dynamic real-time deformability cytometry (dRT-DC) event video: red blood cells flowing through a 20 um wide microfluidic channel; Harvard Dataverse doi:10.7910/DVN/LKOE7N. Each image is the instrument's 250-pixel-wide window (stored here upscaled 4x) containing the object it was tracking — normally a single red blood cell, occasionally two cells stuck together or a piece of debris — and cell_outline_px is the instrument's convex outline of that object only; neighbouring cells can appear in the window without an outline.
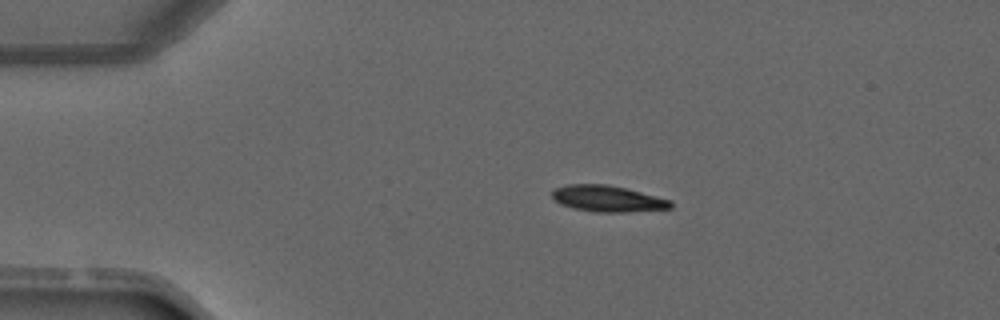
{"species": "common noctule bat (a hibernating species)", "species_latin": "Nyctalus noctula", "temperature_condition": "warm", "stored_images_in_passage": 5, "camera_frame_rate_fps": 3000, "um_per_image_px": 0.085, "animal": {"sex": "male", "forearm_length_mm": 52.5}, "frame": {"image": 1, "passage_image": 2, "time_ms": 1.333, "image_size_px": [1000, 320], "cell_outline_px": [[672, 208], [628, 212], [596, 212], [576, 208], [560, 204], [552, 196], [552, 192], [556, 188], [568, 184], [604, 184], [624, 188], [672, 200]], "centroid_in_image_um": [51.67, 16.89], "position_along_channel_um": 33.3, "area_um2": 17.86}}